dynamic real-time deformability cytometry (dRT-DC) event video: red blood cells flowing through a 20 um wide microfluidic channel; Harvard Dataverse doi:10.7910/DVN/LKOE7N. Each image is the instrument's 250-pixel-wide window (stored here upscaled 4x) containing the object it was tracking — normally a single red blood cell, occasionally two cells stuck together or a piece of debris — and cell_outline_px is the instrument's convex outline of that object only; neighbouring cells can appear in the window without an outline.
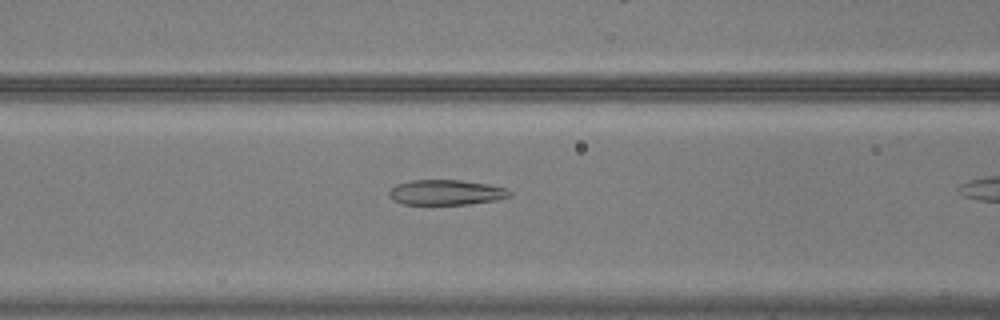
{"species": "common noctule bat (a hibernating species)", "species_latin": "Nyctalus noctula", "temperature_condition": "warm", "stored_images_in_passage": 25, "camera_frame_rate_fps": 3000, "um_per_image_px": 0.085, "animal": {"sex": "male", "body_mass_g": 20.5, "forearm_length_mm": 52.5}, "frame": {"image": 1, "passage_image": 10, "time_ms": 3.0, "image_size_px": [1000, 320], "cell_outline_px": [[512, 196], [496, 200], [468, 204], [404, 204], [388, 196], [388, 192], [396, 184], [412, 180], [460, 180], [488, 184], [508, 188], [512, 192]], "centroid_in_image_um": [37.96, 16.35], "position_along_channel_um": 128.6, "area_um2": 17.69}}
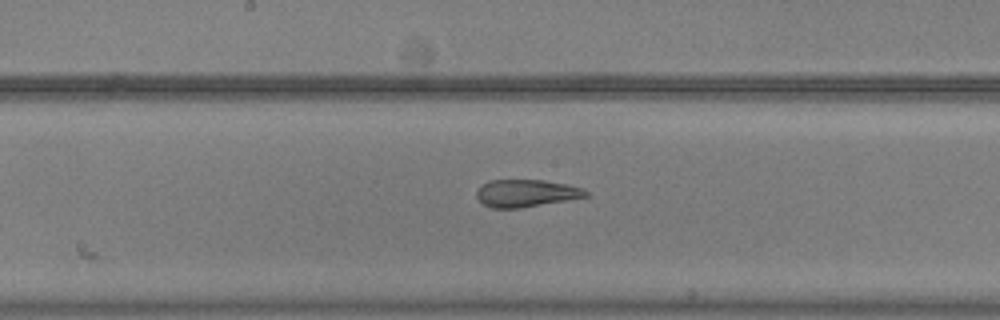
{"frame": {"image": 2, "passage_image": 16, "time_ms": 5.0, "image_size_px": [1000, 320], "cell_outline_px": [[592, 196], [520, 208], [492, 208], [484, 204], [476, 196], [476, 192], [488, 180], [544, 180], [584, 188]], "centroid_in_image_um": [44.77, 16.42], "position_along_channel_um": 203.4, "area_um2": 17.4}}
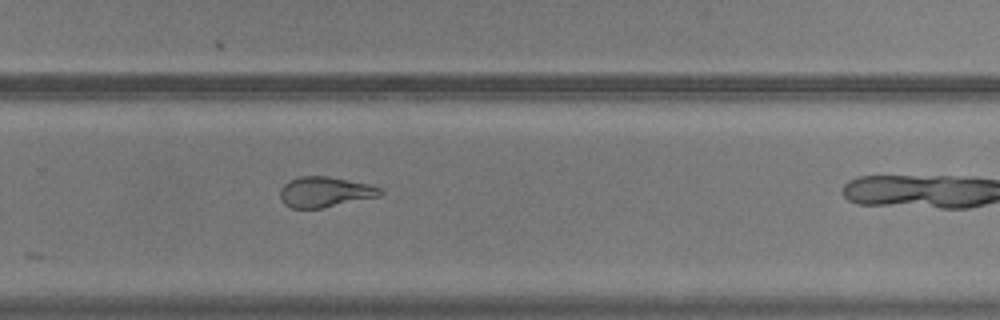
{"frame": {"image": 3, "passage_image": 24, "time_ms": 7.667, "image_size_px": [1000, 320], "cell_outline_px": [[384, 192], [380, 196], [320, 208], [292, 208], [284, 204], [280, 200], [280, 188], [288, 180], [300, 176], [328, 176], [368, 184], [384, 188]], "centroid_in_image_um": [27.61, 16.31], "position_along_channel_um": 302.2, "area_um2": 17.8}}